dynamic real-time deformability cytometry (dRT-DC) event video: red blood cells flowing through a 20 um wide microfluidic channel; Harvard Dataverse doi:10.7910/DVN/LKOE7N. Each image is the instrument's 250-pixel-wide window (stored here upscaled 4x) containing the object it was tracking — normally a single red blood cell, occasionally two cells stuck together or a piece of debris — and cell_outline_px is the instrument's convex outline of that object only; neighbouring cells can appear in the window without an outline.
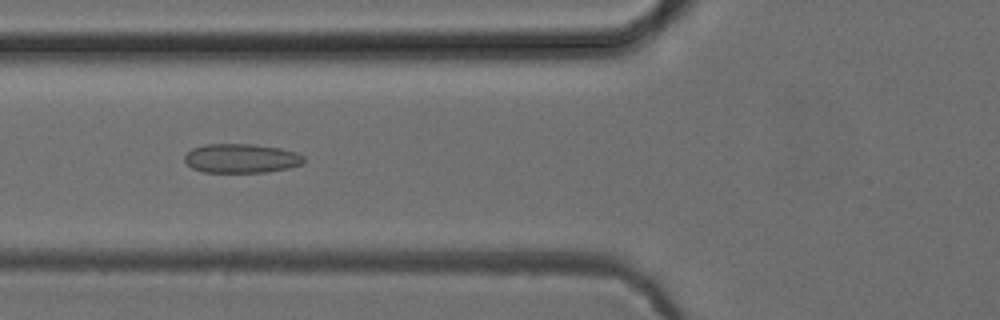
{"species": "common noctule bat (a hibernating species)", "species_latin": "Nyctalus noctula", "temperature_condition": "cold", "stored_images_in_passage": 25, "segment_of_instrument_passage": [1, 2], "camera_frame_rate_fps": 3000, "um_per_image_px": 0.085, "animal": {"sex": "female", "body_mass_g": 24.6, "forearm_length_mm": 56.2}, "frame": {"image": 1, "passage_image": 12, "time_ms": 3.667, "image_size_px": [1000, 320], "cell_outline_px": [[304, 164], [288, 168], [264, 172], [204, 172], [192, 168], [184, 160], [184, 156], [192, 148], [204, 144], [252, 144], [280, 148], [296, 152], [304, 156]], "centroid_in_image_um": [20.51, 13.45], "position_along_channel_um": 105.3, "area_um2": 20.29}}
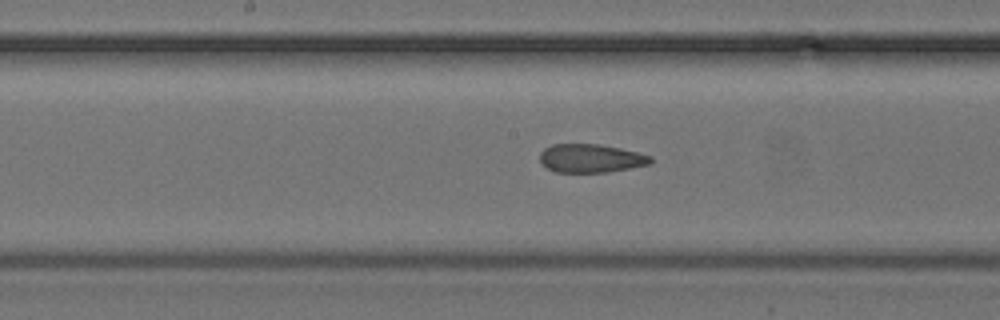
{"frame": {"image": 2, "passage_image": 19, "time_ms": 6.0, "image_size_px": [1000, 320], "cell_outline_px": [[652, 160], [648, 164], [608, 172], [556, 172], [548, 168], [540, 160], [540, 152], [544, 148], [552, 144], [600, 144], [620, 148], [652, 156]], "centroid_in_image_um": [50.2, 13.45], "position_along_channel_um": 198.0, "area_um2": 18.21}}
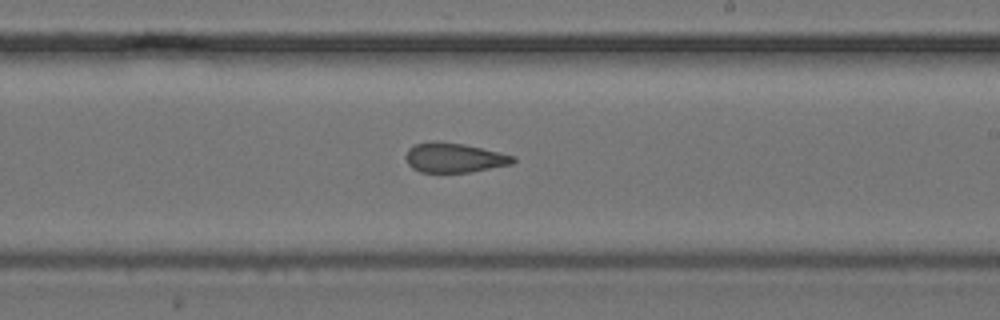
{"frame": {"image": 3, "passage_image": 23, "time_ms": 7.333, "image_size_px": [1000, 320], "cell_outline_px": [[516, 160], [512, 164], [472, 172], [420, 172], [412, 168], [408, 164], [404, 156], [408, 148], [412, 144], [432, 140], [436, 140], [464, 144], [500, 152], [516, 156]], "centroid_in_image_um": [38.58, 13.39], "position_along_channel_um": 250.4, "area_um2": 18.9}}